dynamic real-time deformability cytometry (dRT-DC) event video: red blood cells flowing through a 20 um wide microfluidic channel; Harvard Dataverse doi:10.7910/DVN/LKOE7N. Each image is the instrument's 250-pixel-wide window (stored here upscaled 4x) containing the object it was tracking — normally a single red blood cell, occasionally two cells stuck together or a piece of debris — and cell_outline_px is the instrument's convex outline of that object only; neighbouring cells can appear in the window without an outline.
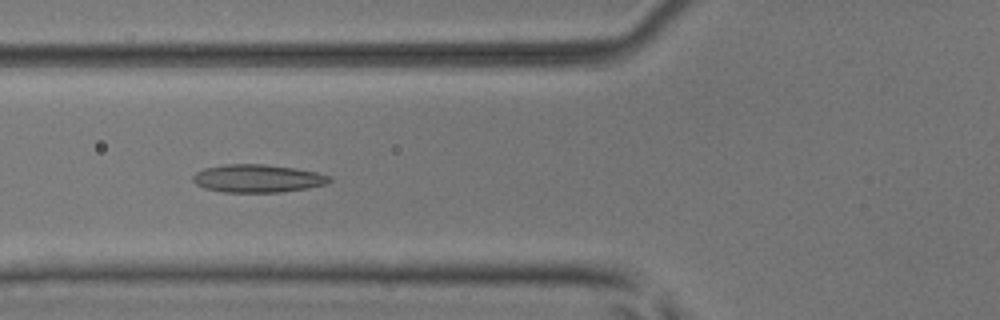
{"species": "common noctule bat (a hibernating species)", "species_latin": "Nyctalus noctula", "temperature_condition": "room temperature", "stored_images_in_passage": 51, "camera_frame_rate_fps": 3000, "um_per_image_px": 0.085, "animal": {"sex": "male", "body_mass_g": 17.9, "forearm_length_mm": 54.2}, "frame": {"image": 1, "passage_image": 19, "time_ms": 6.0, "image_size_px": [1000, 320], "cell_outline_px": [[332, 180], [328, 184], [308, 188], [280, 192], [224, 192], [204, 188], [196, 184], [192, 180], [192, 176], [196, 172], [204, 168], [224, 164], [264, 164], [296, 168], [316, 172], [332, 176]], "centroid_in_image_um": [21.91, 15.16], "position_along_channel_um": 103.9, "area_um2": 22.43}}
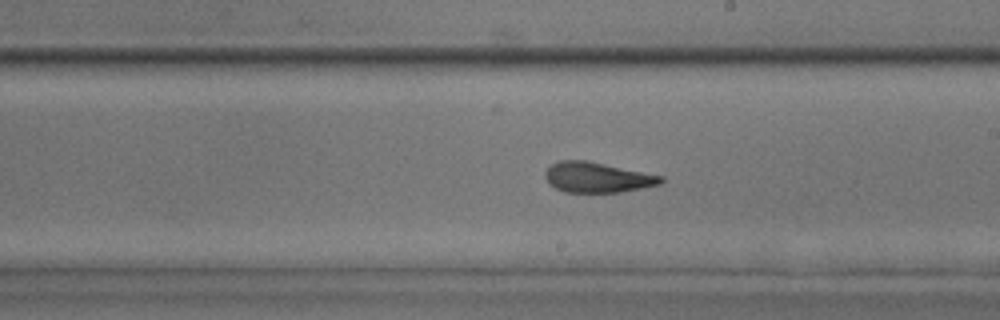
{"frame": {"image": 2, "passage_image": 29, "time_ms": 9.333, "image_size_px": [1000, 320], "cell_outline_px": [[664, 180], [660, 184], [620, 192], [564, 192], [548, 184], [544, 176], [544, 172], [552, 164], [560, 160], [588, 160], [664, 176]], "centroid_in_image_um": [50.75, 15.07], "position_along_channel_um": 238.3, "area_um2": 20.52}}
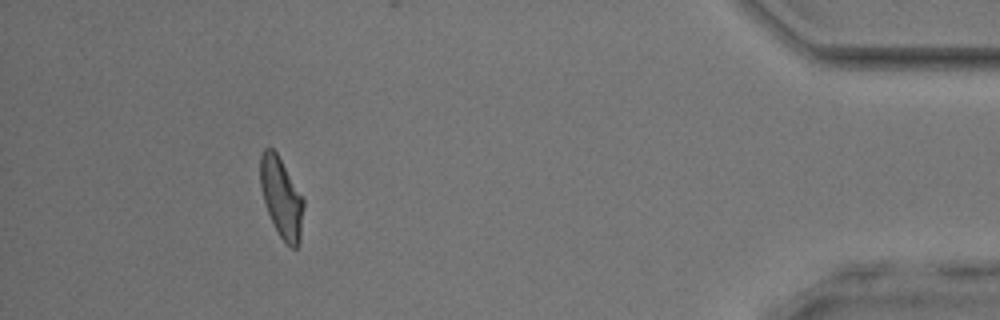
{"frame": {"image": 3, "passage_image": 46, "time_ms": 15.0, "image_size_px": [1000, 320], "cell_outline_px": [[304, 204], [300, 244], [296, 248], [292, 248], [284, 244], [268, 212], [264, 200], [260, 184], [260, 156], [264, 148], [272, 148], [276, 152], [304, 196]], "centroid_in_image_um": [23.95, 16.81], "position_along_channel_um": 411.3, "area_um2": 20.35}}